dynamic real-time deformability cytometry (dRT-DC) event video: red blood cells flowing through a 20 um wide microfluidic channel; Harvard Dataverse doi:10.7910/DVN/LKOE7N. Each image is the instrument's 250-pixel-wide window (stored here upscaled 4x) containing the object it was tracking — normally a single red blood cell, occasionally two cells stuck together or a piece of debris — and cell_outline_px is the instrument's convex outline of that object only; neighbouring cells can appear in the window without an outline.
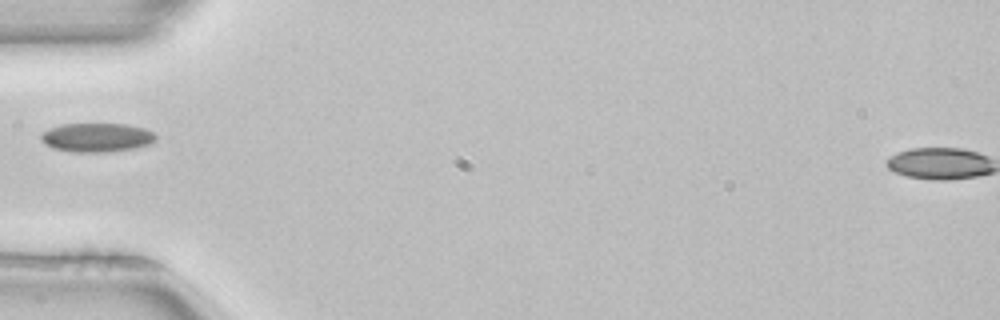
{"species": "common noctule bat (a hibernating species)", "species_latin": "Nyctalus noctula", "temperature_condition": "room temperature", "stored_images_in_passage": 1, "camera_frame_rate_fps": 3000, "um_per_image_px": 0.085, "animal": {"sex": "female", "body_mass_g": 22.7, "forearm_length_mm": 54.2}, "frame": {"image": 1, "passage_image": 1, "time_ms": 0.0, "image_size_px": [1000, 320], "cell_outline_px": [[156, 140], [148, 144], [132, 148], [104, 152], [72, 152], [52, 148], [44, 144], [40, 140], [40, 136], [48, 128], [60, 124], [128, 124], [144, 128], [152, 132], [156, 136]], "centroid_in_image_um": [8.17, 11.68], "position_along_channel_um": 76.8, "area_um2": 19.36}}